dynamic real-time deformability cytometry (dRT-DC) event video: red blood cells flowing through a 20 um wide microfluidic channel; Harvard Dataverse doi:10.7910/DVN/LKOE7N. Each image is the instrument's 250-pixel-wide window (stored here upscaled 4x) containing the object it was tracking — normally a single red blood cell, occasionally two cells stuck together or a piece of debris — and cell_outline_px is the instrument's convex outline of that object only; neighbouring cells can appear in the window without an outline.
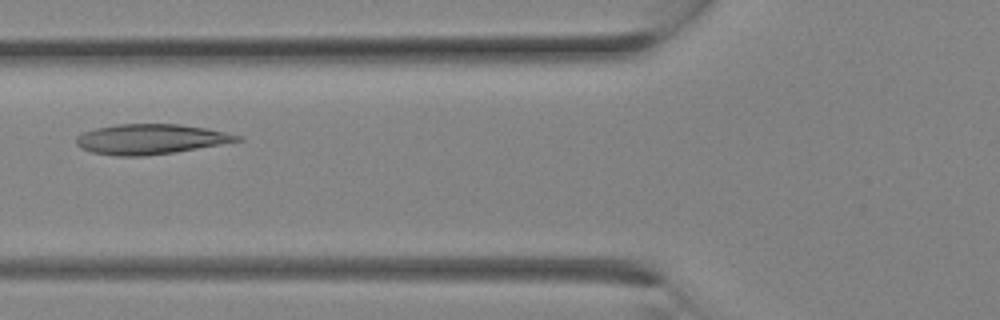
{"species": "Egyptian fruit bat (a non-hibernating species)", "species_latin": "Rousettus aegyptiacus", "temperature_condition": "room temperature", "stored_images_in_passage": 7, "camera_frame_rate_fps": 3000, "um_per_image_px": 0.085, "animal": {"sex": "female"}, "frame": {"image": 1, "passage_image": 6, "time_ms": 1.667, "image_size_px": [1000, 320], "cell_outline_px": [[244, 140], [176, 152], [148, 156], [116, 156], [92, 152], [80, 148], [76, 144], [76, 136], [84, 132], [96, 128], [116, 124], [180, 124], [204, 128], [244, 136]], "centroid_in_image_um": [12.8, 11.83], "position_along_channel_um": 113.0, "area_um2": 28.32}}